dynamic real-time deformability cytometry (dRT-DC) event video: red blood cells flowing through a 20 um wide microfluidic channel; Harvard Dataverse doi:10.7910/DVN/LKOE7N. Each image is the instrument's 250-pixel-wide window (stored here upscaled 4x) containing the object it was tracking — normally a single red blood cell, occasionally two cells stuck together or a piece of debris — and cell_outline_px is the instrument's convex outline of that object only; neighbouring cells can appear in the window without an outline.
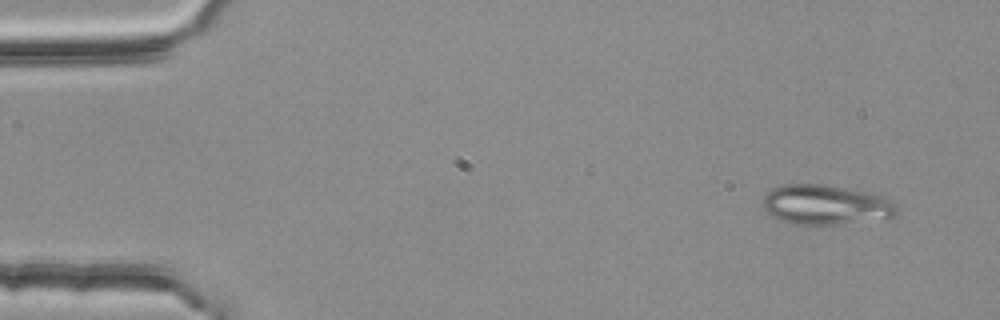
{"species": "common noctule bat (a hibernating species)", "species_latin": "Nyctalus noctula", "temperature_condition": "room temperature", "stored_images_in_passage": 5, "camera_frame_rate_fps": 3000, "um_per_image_px": 0.085, "animal": {"sex": "female", "body_mass_g": 25.1}, "frame": {"image": 1, "passage_image": 1, "time_ms": 0.0, "image_size_px": [1000, 320], "cell_outline_px": [[896, 216], [888, 220], [840, 224], [792, 224], [772, 216], [764, 208], [760, 200], [764, 192], [772, 188], [784, 184], [824, 184], [848, 188], [880, 196], [888, 200], [896, 208]], "centroid_in_image_um": [70.15, 17.41], "position_along_channel_um": 14.9, "area_um2": 31.39}}